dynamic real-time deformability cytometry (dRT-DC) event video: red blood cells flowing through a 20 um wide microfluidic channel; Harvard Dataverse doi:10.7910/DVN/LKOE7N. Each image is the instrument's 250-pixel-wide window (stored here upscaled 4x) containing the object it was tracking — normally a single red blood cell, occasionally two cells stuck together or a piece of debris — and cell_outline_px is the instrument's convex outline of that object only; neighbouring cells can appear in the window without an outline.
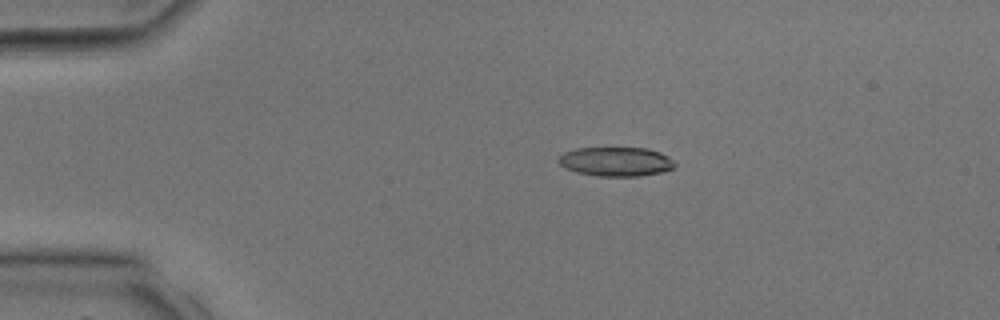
{"species": "common noctule bat (a hibernating species)", "species_latin": "Nyctalus noctula", "temperature_condition": "room temperature", "stored_images_in_passage": 32, "camera_frame_rate_fps": 3000, "um_per_image_px": 0.085, "animal": {"sex": "male", "body_mass_g": 17.9, "forearm_length_mm": 54.2}, "frame": {"image": 1, "passage_image": 5, "time_ms": 1.333, "image_size_px": [1000, 320], "cell_outline_px": [[676, 164], [672, 168], [660, 172], [640, 176], [600, 176], [576, 172], [564, 168], [556, 160], [564, 152], [576, 148], [648, 148], [660, 152], [668, 156]], "centroid_in_image_um": [52.33, 13.73], "position_along_channel_um": 32.7, "area_um2": 19.77}}
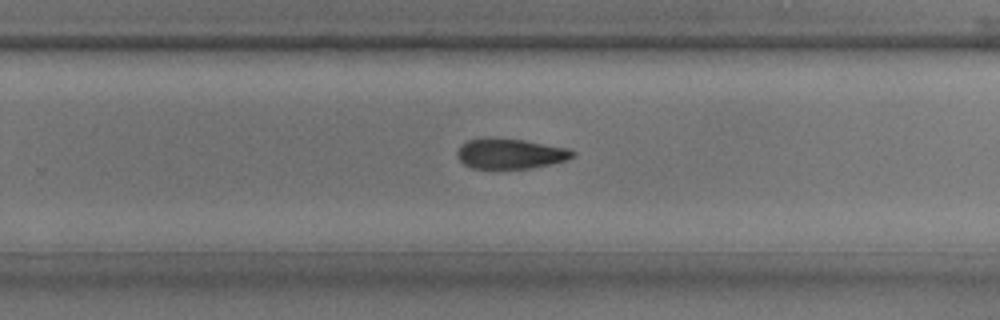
{"frame": {"image": 2, "passage_image": 20, "time_ms": 6.333, "image_size_px": [1000, 320], "cell_outline_px": [[576, 156], [568, 160], [552, 164], [532, 168], [472, 168], [464, 164], [460, 160], [456, 152], [460, 144], [468, 140], [524, 140], [568, 148], [576, 152]], "centroid_in_image_um": [43.44, 13.09], "position_along_channel_um": 286.4, "area_um2": 19.88}}
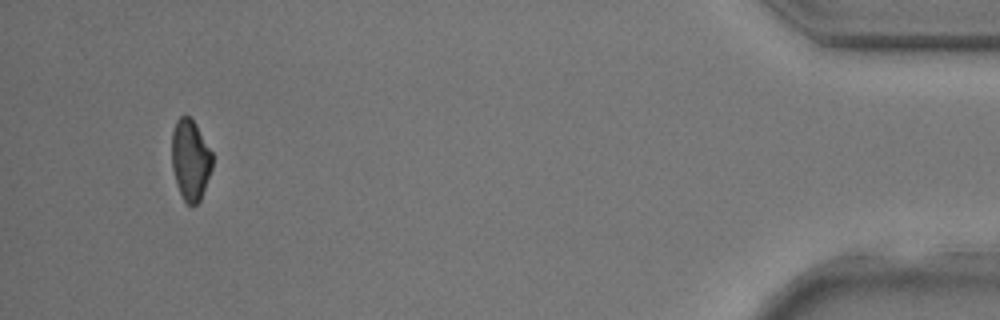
{"frame": {"image": 3, "passage_image": 30, "time_ms": 9.667, "image_size_px": [1000, 320], "cell_outline_px": [[212, 168], [200, 200], [196, 204], [188, 204], [184, 200], [176, 184], [172, 168], [172, 132], [176, 120], [180, 116], [188, 116], [196, 124], [212, 152]], "centroid_in_image_um": [16.17, 13.57], "position_along_channel_um": 419.0, "area_um2": 18.96}}